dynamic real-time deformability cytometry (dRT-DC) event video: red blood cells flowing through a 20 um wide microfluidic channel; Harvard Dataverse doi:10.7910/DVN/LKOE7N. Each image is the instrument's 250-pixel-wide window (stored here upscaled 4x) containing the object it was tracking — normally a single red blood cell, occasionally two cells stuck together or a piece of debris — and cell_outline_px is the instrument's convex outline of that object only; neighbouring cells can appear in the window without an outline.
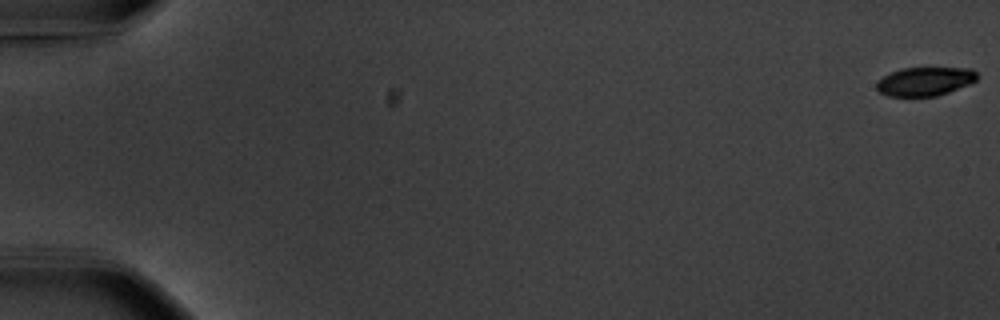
{"species": "common noctule bat (a hibernating species)", "species_latin": "Nyctalus noctula", "temperature_condition": "warm", "stored_images_in_passage": 57, "camera_frame_rate_fps": 3000, "um_per_image_px": 0.085, "animal": {"sex": "male", "body_mass_g": 20.1, "forearm_length_mm": 53.5}, "frame": {"image": 1, "passage_image": 1, "time_ms": 0.0, "image_size_px": [1000, 320], "cell_outline_px": [[980, 76], [976, 80], [968, 84], [948, 92], [936, 96], [888, 96], [880, 92], [876, 88], [876, 84], [884, 76], [900, 68], [972, 68]], "centroid_in_image_um": [78.64, 6.91], "position_along_channel_um": 6.4, "area_um2": 16.7}}
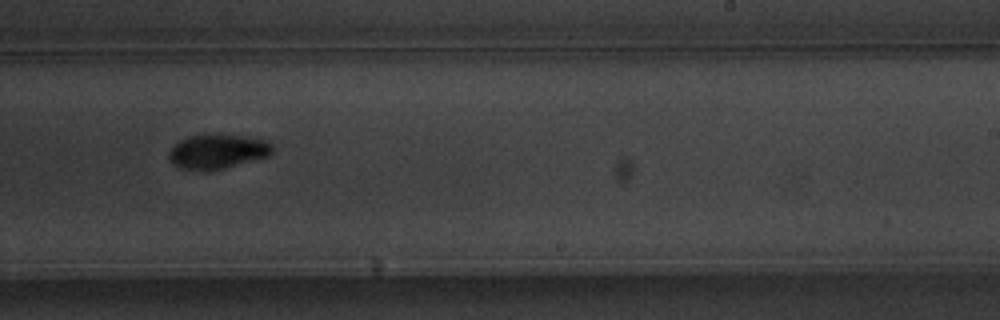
{"frame": {"image": 2, "passage_image": 37, "time_ms": 12.0, "image_size_px": [1000, 320], "cell_outline_px": [[272, 152], [268, 156], [212, 172], [200, 172], [176, 168], [172, 164], [168, 156], [168, 152], [180, 140], [188, 136], [204, 132], [220, 132], [248, 136], [264, 140], [272, 144]], "centroid_in_image_um": [18.44, 12.87], "position_along_channel_um": 270.6, "area_um2": 21.96}}
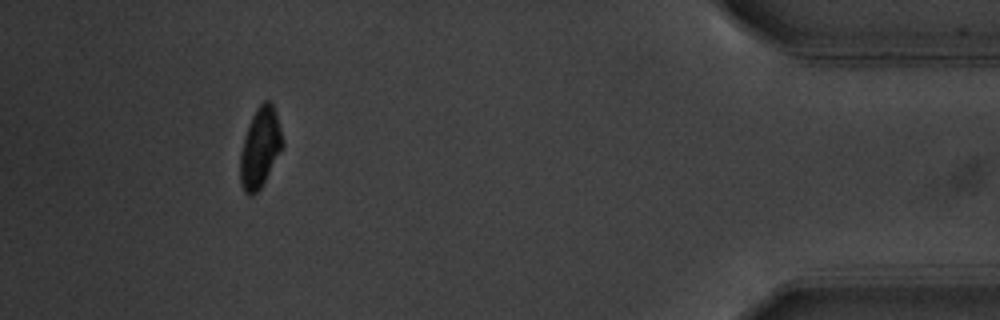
{"frame": {"image": 3, "passage_image": 53, "time_ms": 17.333, "image_size_px": [1000, 320], "cell_outline_px": [[284, 144], [280, 152], [260, 188], [252, 196], [248, 196], [244, 192], [240, 180], [240, 152], [244, 136], [248, 124], [256, 108], [264, 100], [268, 100], [272, 104], [280, 128]], "centroid_in_image_um": [22.08, 12.56], "position_along_channel_um": 413.1, "area_um2": 19.48}, "authors_computed_cell_mechanics": {"area_um2": 19.8254, "velocity_mm_per_s": 3.6649, "shape_relaxation_time_tau1_ms": 2.1539, "shape_relaxation_time_tau2_ms": null, "deformation_change_tau1": 0.1248, "deformation_change_tau2": null}}